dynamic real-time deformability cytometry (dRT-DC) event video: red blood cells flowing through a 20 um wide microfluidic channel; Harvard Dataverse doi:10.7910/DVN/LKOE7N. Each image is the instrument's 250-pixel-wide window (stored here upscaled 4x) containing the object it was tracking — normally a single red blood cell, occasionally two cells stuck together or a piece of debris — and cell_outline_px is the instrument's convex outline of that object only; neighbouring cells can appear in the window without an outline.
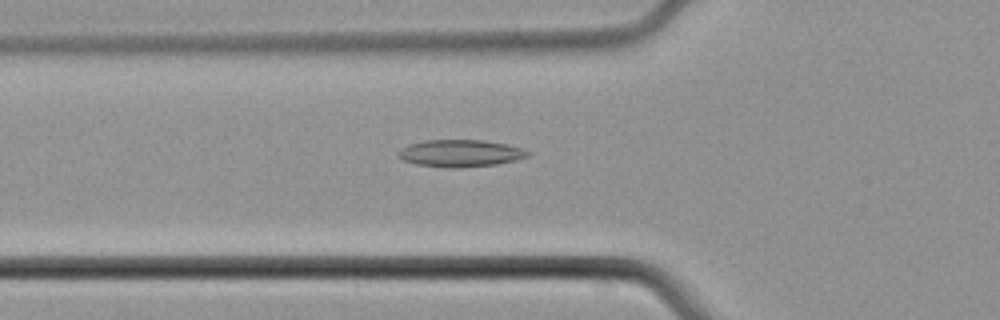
{"species": "common noctule bat (a hibernating species)", "species_latin": "Nyctalus noctula", "temperature_condition": "cold", "stored_images_in_passage": 29, "camera_frame_rate_fps": 3000, "um_per_image_px": 0.085, "animal": {"sex": "male", "body_mass_g": 21.5, "forearm_length_mm": 52.0}, "frame": {"image": 1, "passage_image": 2, "time_ms": 0.333, "image_size_px": [1000, 320], "cell_outline_px": [[528, 156], [516, 160], [496, 164], [456, 168], [452, 168], [416, 164], [404, 160], [396, 156], [396, 152], [400, 148], [408, 144], [424, 140], [484, 140], [508, 144], [520, 148], [528, 152]], "centroid_in_image_um": [39.07, 13.02], "position_along_channel_um": 86.7, "area_um2": 20.46}}
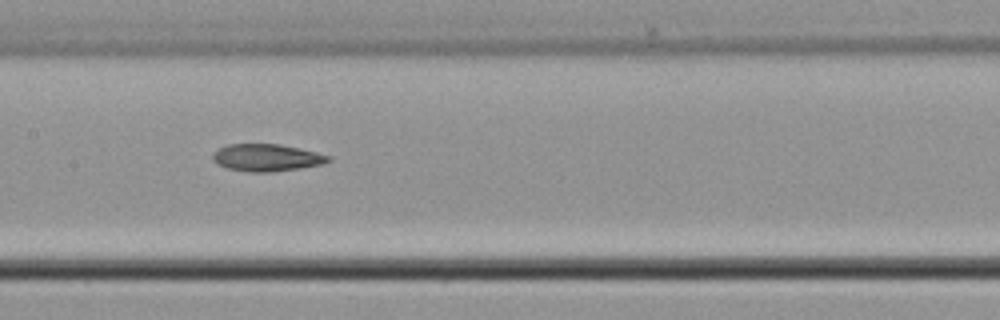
{"frame": {"image": 2, "passage_image": 9, "time_ms": 2.667, "image_size_px": [1000, 320], "cell_outline_px": [[332, 160], [324, 164], [272, 172], [252, 172], [228, 168], [216, 164], [212, 160], [212, 152], [228, 144], [280, 144], [300, 148], [332, 156]], "centroid_in_image_um": [22.68, 13.39], "position_along_channel_um": 184.7, "area_um2": 18.44}}
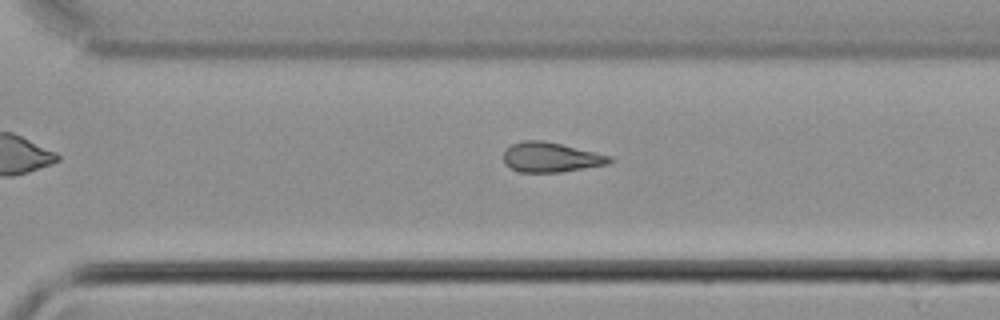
{"frame": {"image": 3, "passage_image": 19, "time_ms": 6.0, "image_size_px": [1000, 320], "cell_outline_px": [[616, 160], [608, 164], [560, 172], [520, 172], [508, 168], [504, 164], [504, 152], [512, 144], [520, 140], [544, 140], [612, 156]], "centroid_in_image_um": [46.82, 13.37], "position_along_channel_um": 323.8, "area_um2": 18.55}}